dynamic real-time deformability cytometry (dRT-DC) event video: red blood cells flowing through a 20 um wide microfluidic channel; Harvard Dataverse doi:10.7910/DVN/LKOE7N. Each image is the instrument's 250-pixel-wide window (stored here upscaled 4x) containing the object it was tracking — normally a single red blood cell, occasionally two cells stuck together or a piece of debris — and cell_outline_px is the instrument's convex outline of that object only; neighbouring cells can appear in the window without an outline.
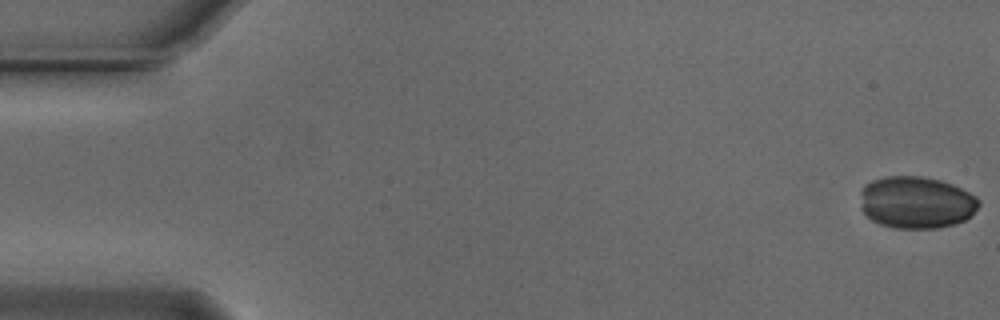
{"species": "Egyptian fruit bat (a non-hibernating species)", "species_latin": "Rousettus aegyptiacus", "temperature_condition": "cold", "stored_images_in_passage": 40, "camera_frame_rate_fps": 3000, "um_per_image_px": 0.085, "animal": {"sex": "male"}, "frame": {"image": 1, "passage_image": 1, "time_ms": 0.0, "image_size_px": [1000, 320], "cell_outline_px": [[980, 204], [972, 216], [956, 224], [936, 228], [896, 228], [880, 224], [872, 220], [860, 208], [860, 192], [864, 184], [872, 180], [884, 176], [920, 176], [940, 180], [952, 184], [976, 196], [980, 200]], "centroid_in_image_um": [77.88, 17.2], "position_along_channel_um": 7.1, "area_um2": 36.3}}